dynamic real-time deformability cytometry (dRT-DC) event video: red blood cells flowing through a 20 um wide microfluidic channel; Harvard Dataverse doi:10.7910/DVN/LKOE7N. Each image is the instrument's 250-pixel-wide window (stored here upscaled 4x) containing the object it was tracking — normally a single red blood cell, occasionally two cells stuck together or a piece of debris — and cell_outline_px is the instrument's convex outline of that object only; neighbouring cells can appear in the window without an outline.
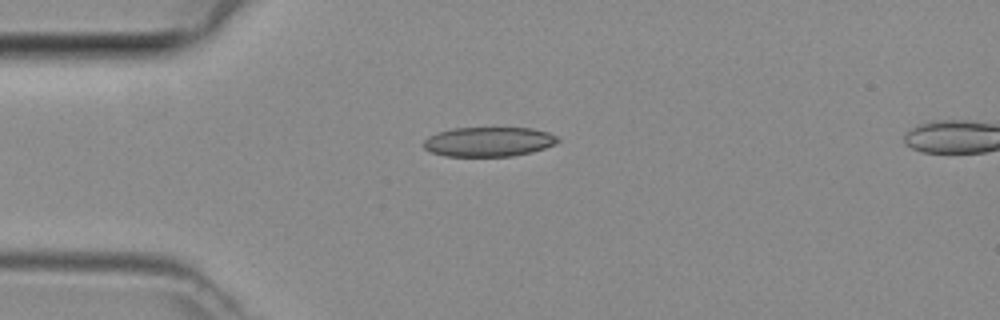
{"species": "common noctule bat (a hibernating species)", "species_latin": "Nyctalus noctula", "temperature_condition": "room temperature", "stored_images_in_passage": 2, "camera_frame_rate_fps": 3000, "um_per_image_px": 0.085, "animal": {"sex": "female", "body_mass_g": 29.2, "forearm_length_mm": 56.3}, "frame": {"image": 1, "passage_image": 2, "time_ms": 0.333, "image_size_px": [1000, 320], "cell_outline_px": [[560, 140], [556, 144], [532, 152], [512, 156], [444, 156], [432, 152], [424, 148], [424, 140], [428, 136], [436, 132], [452, 128], [532, 128], [548, 132], [556, 136]], "centroid_in_image_um": [41.53, 12.04], "position_along_channel_um": 43.5, "area_um2": 23.18}}